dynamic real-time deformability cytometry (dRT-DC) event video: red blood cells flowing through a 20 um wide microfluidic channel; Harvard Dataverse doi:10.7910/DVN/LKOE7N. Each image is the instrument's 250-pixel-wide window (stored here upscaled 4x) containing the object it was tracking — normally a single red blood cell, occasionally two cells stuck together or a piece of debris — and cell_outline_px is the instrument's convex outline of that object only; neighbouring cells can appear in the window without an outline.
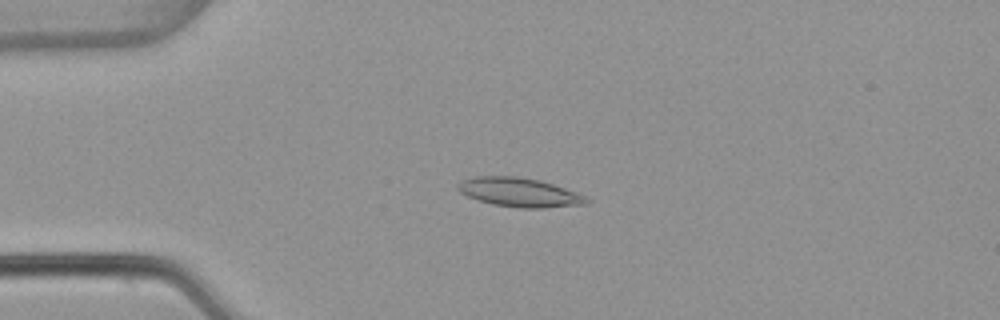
{"species": "common noctule bat (a hibernating species)", "species_latin": "Nyctalus noctula", "temperature_condition": "warm", "stored_images_in_passage": 6, "camera_frame_rate_fps": 3000, "um_per_image_px": 0.085, "animal": {"sex": "female", "body_mass_g": 22.7, "forearm_length_mm": 54.2}, "frame": {"image": 1, "passage_image": 3, "time_ms": 0.667, "image_size_px": [1000, 320], "cell_outline_px": [[592, 200], [588, 204], [544, 208], [520, 208], [492, 204], [468, 196], [460, 192], [456, 188], [456, 184], [464, 180], [476, 176], [516, 176], [540, 180], [576, 192]], "centroid_in_image_um": [44.17, 16.35], "position_along_channel_um": 40.8, "area_um2": 21.73}}
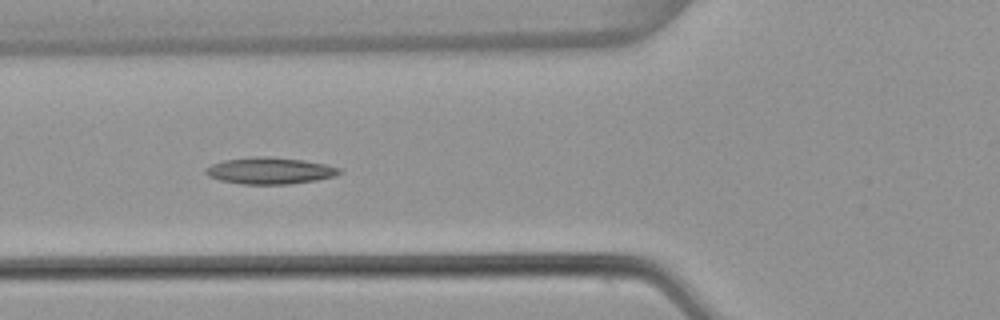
{"frame": {"image": 2, "passage_image": 5, "time_ms": 1.333, "image_size_px": [1000, 320], "cell_outline_px": [[344, 172], [336, 176], [316, 180], [288, 184], [240, 184], [220, 180], [208, 176], [204, 172], [204, 168], [212, 164], [224, 160], [252, 156], [272, 156], [304, 160], [324, 164], [340, 168]], "centroid_in_image_um": [22.93, 14.5], "position_along_channel_um": 102.9, "area_um2": 20.98}}
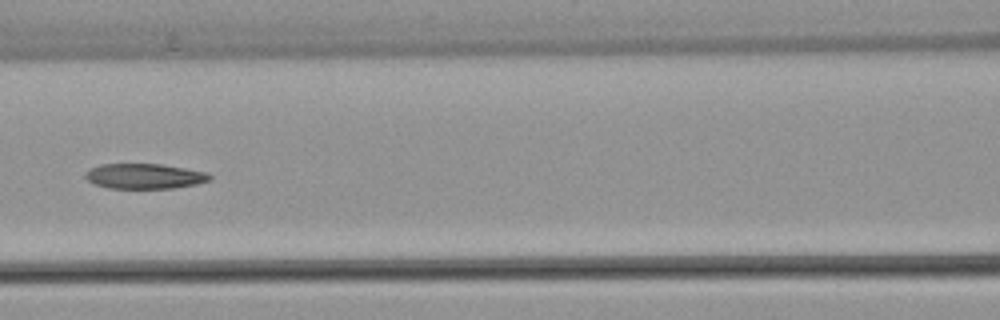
{"frame": {"image": 3, "passage_image": 6, "time_ms": 1.667, "image_size_px": [1000, 320], "cell_outline_px": [[212, 180], [196, 184], [172, 188], [108, 188], [92, 184], [84, 176], [84, 172], [100, 164], [160, 164], [208, 172], [212, 176]], "centroid_in_image_um": [12.28, 14.98], "position_along_channel_um": 154.3, "area_um2": 18.32}}